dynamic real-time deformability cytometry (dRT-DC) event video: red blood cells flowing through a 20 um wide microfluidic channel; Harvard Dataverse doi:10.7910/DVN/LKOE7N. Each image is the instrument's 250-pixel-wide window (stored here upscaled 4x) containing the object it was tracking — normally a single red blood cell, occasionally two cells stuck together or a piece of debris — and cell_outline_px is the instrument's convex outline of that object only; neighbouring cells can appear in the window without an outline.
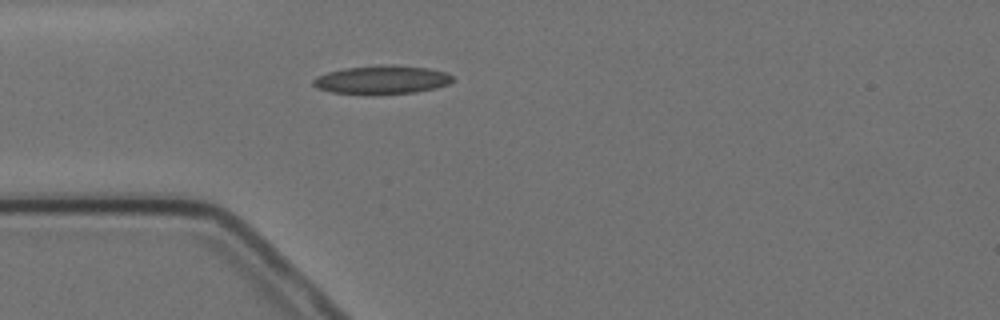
{"species": "Egyptian fruit bat (a non-hibernating species)", "species_latin": "Rousettus aegyptiacus", "temperature_condition": "cold", "stored_images_in_passage": 4, "camera_frame_rate_fps": 3000, "um_per_image_px": 0.085, "animal": {"sex": "female"}, "frame": {"image": 1, "passage_image": 4, "time_ms": 4.333, "image_size_px": [1000, 320], "cell_outline_px": [[452, 80], [448, 84], [436, 88], [416, 92], [332, 92], [316, 88], [312, 84], [312, 80], [316, 76], [328, 72], [344, 68], [380, 64], [392, 64], [428, 68], [448, 72], [452, 76]], "centroid_in_image_um": [32.47, 6.73], "position_along_channel_um": 52.5, "area_um2": 22.66}}